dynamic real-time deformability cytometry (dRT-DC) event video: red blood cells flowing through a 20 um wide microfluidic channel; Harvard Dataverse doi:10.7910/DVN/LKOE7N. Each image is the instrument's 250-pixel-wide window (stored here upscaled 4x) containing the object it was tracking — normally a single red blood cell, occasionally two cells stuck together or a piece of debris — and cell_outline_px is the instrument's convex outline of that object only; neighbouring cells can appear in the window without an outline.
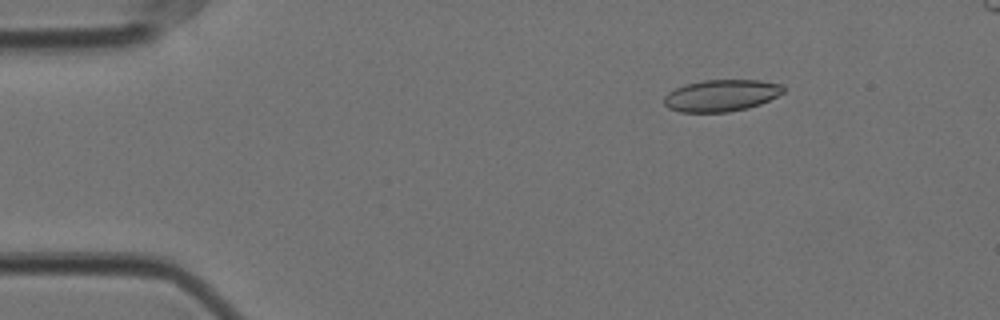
{"species": "Egyptian fruit bat (a non-hibernating species)", "species_latin": "Rousettus aegyptiacus", "temperature_condition": "cold", "stored_images_in_passage": 53, "camera_frame_rate_fps": 3000, "um_per_image_px": 0.085, "animal": {"sex": "female"}, "frame": {"image": 1, "passage_image": 4, "time_ms": 1.0, "image_size_px": [1000, 320], "cell_outline_px": [[784, 92], [760, 104], [748, 108], [728, 112], [680, 112], [668, 108], [664, 104], [664, 96], [668, 92], [684, 84], [704, 80], [760, 80], [780, 84], [784, 88]], "centroid_in_image_um": [61.28, 8.12], "position_along_channel_um": 23.7, "area_um2": 22.08}}
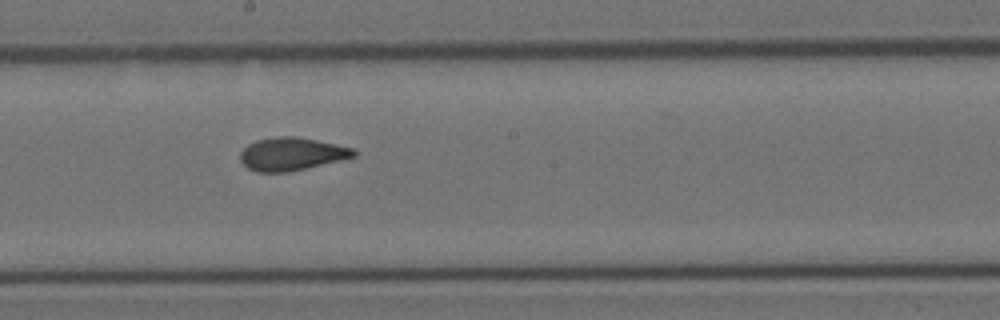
{"frame": {"image": 2, "passage_image": 27, "time_ms": 8.667, "image_size_px": [1000, 320], "cell_outline_px": [[356, 156], [340, 160], [288, 172], [256, 172], [248, 168], [240, 160], [240, 152], [248, 144], [256, 140], [276, 136], [296, 136], [356, 148]], "centroid_in_image_um": [24.78, 13.08], "position_along_channel_um": 223.4, "area_um2": 21.79}}
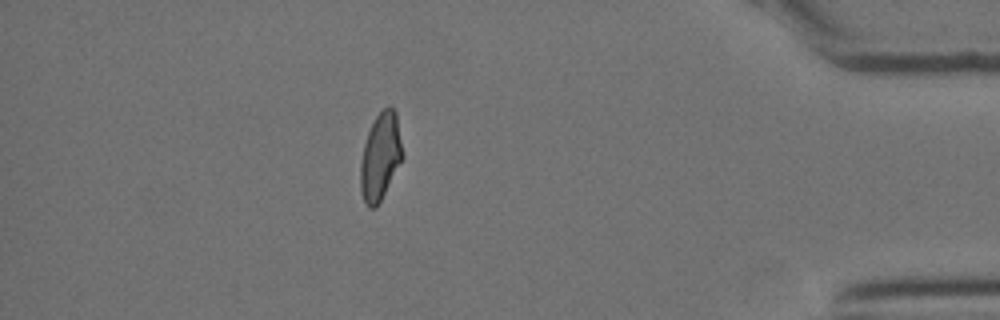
{"frame": {"image": 3, "passage_image": 46, "time_ms": 15.0, "image_size_px": [1000, 320], "cell_outline_px": [[404, 156], [376, 208], [368, 208], [364, 200], [360, 188], [360, 164], [364, 144], [368, 132], [376, 116], [388, 104], [392, 104], [396, 112]], "centroid_in_image_um": [32.34, 13.28], "position_along_channel_um": 402.9, "area_um2": 21.33}}